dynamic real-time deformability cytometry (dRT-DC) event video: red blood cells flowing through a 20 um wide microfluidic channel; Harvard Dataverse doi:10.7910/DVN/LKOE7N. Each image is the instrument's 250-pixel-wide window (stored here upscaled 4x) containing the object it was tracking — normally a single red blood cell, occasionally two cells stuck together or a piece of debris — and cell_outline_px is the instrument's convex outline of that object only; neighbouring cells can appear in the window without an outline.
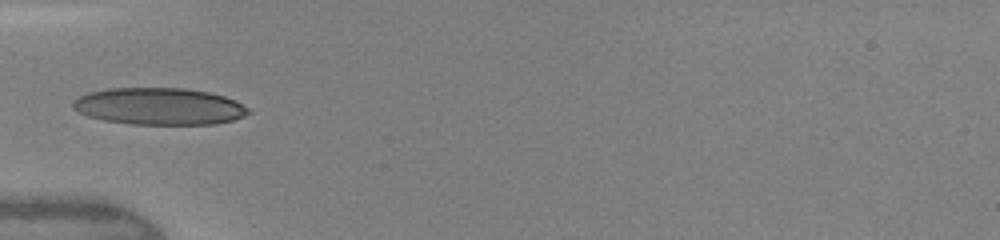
{"species": "human", "species_latin": "Homo sapiens", "temperature_condition": "warm", "stored_images_in_passage": 4, "camera_frame_rate_fps": 3000, "um_per_image_px": 0.085, "donor": {"sex": "female"}, "frame": {"image": 1, "passage_image": 4, "time_ms": 3.333, "image_size_px": [1000, 240], "cell_outline_px": [[252, 112], [244, 116], [232, 120], [216, 124], [128, 124], [104, 120], [88, 116], [72, 108], [72, 100], [88, 92], [108, 88], [184, 88], [208, 92], [224, 96], [248, 108]], "centroid_in_image_um": [13.5, 9.04], "position_along_channel_um": 71.5, "area_um2": 37.74}}